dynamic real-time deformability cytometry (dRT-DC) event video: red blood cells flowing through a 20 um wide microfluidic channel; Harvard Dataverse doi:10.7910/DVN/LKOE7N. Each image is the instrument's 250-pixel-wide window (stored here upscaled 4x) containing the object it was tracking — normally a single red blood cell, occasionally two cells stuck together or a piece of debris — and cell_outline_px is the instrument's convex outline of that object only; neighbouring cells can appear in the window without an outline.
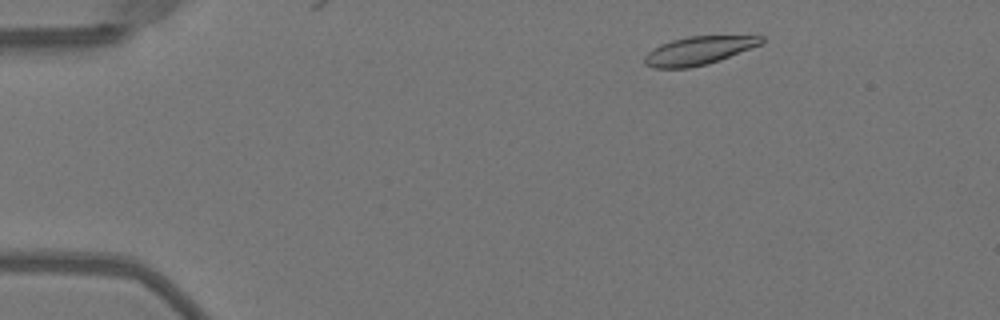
{"species": "Egyptian fruit bat (a non-hibernating species)", "species_latin": "Rousettus aegyptiacus", "temperature_condition": "warm", "stored_images_in_passage": 6, "camera_frame_rate_fps": 3000, "um_per_image_px": 0.085, "animal": {"sex": "female"}, "frame": {"image": 1, "passage_image": 4, "time_ms": 1.0, "image_size_px": [1000, 320], "cell_outline_px": [[764, 40], [760, 44], [720, 60], [708, 64], [688, 68], [652, 68], [644, 64], [644, 56], [648, 52], [660, 44], [672, 40], [688, 36], [764, 36]], "centroid_in_image_um": [59.33, 4.31], "position_along_channel_um": 25.7, "area_um2": 19.13}}